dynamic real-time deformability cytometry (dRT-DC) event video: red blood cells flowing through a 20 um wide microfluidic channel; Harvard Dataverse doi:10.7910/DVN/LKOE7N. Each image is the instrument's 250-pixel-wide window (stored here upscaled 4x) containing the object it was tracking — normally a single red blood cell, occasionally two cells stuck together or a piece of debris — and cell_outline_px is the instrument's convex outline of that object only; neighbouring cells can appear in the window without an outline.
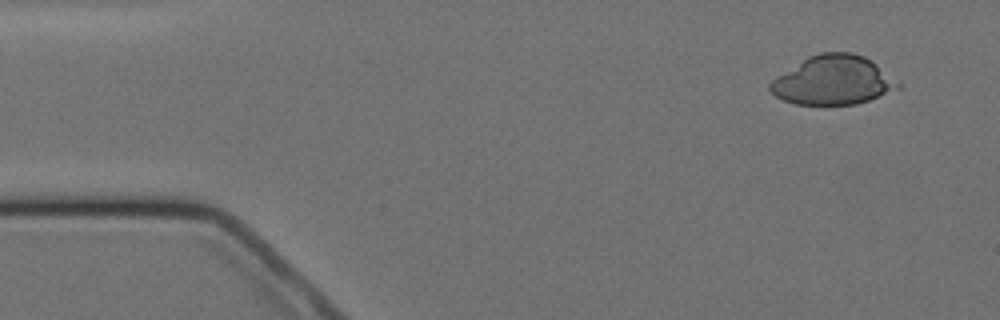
{"species": "Egyptian fruit bat (a non-hibernating species)", "species_latin": "Rousettus aegyptiacus", "temperature_condition": "cold", "stored_images_in_passage": 4, "segment_of_instrument_passage": [2, 2], "camera_frame_rate_fps": 3000, "um_per_image_px": 0.085, "animal": {"sex": "female"}, "frame": {"image": 1, "passage_image": 4, "time_ms": 4.333, "image_size_px": [1000, 320], "cell_outline_px": [[900, 88], [868, 100], [856, 104], [796, 104], [784, 100], [776, 96], [768, 88], [768, 84], [776, 76], [808, 56], [820, 52], [852, 52], [864, 56], [872, 60], [900, 84]], "centroid_in_image_um": [70.79, 6.81], "position_along_channel_um": 14.2, "area_um2": 36.3}}